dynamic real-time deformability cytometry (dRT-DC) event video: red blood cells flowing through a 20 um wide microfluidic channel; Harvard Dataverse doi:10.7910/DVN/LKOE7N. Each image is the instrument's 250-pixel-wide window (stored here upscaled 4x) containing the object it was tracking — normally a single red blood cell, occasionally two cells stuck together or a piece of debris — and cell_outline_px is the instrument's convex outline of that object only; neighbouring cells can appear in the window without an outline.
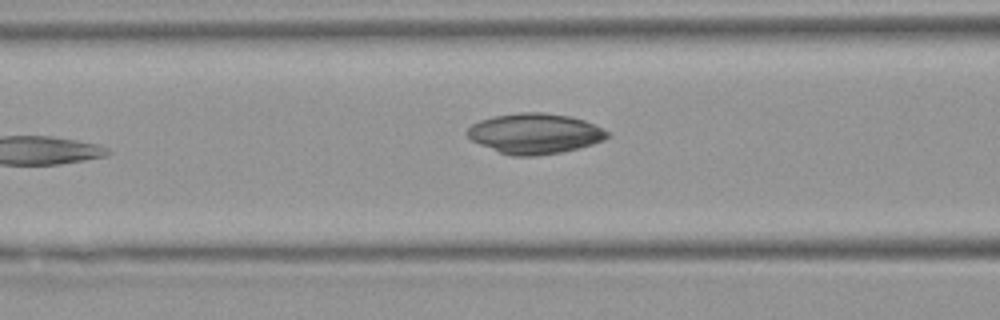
{"species": "Egyptian fruit bat (a non-hibernating species)", "species_latin": "Rousettus aegyptiacus", "temperature_condition": "warm", "stored_images_in_passage": 5, "camera_frame_rate_fps": 3000, "um_per_image_px": 0.085, "animal": {"sex": "female"}, "frame": {"image": 1, "passage_image": 5, "time_ms": 5.0, "image_size_px": [1000, 320], "cell_outline_px": [[608, 136], [604, 140], [592, 144], [560, 152], [536, 156], [512, 156], [500, 152], [480, 144], [472, 140], [464, 132], [472, 124], [480, 120], [496, 116], [520, 112], [540, 112], [572, 116], [584, 120], [608, 132]], "centroid_in_image_um": [45.43, 11.35], "position_along_channel_um": 121.2, "area_um2": 32.6}}